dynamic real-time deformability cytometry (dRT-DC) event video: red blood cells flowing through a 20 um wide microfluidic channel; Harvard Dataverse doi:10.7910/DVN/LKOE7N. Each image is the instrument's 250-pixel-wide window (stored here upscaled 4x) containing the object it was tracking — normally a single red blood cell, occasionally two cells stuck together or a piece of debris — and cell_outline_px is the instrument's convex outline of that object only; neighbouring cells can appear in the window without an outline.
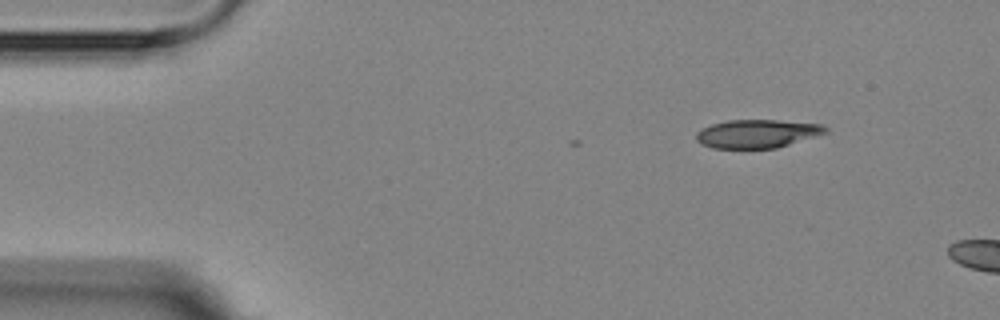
{"species": "Egyptian fruit bat (a non-hibernating species)", "species_latin": "Rousettus aegyptiacus", "temperature_condition": "room temperature", "stored_images_in_passage": 3, "camera_frame_rate_fps": 3000, "um_per_image_px": 0.085, "animal": {"sex": "female"}, "frame": {"image": 1, "passage_image": 1, "time_ms": 0.0, "image_size_px": [1000, 320], "cell_outline_px": [[828, 132], [776, 148], [712, 148], [700, 144], [696, 140], [696, 132], [700, 128], [712, 124], [728, 120], [776, 120], [820, 124], [828, 128]], "centroid_in_image_um": [64.31, 11.36], "position_along_channel_um": 20.7, "area_um2": 21.33}}